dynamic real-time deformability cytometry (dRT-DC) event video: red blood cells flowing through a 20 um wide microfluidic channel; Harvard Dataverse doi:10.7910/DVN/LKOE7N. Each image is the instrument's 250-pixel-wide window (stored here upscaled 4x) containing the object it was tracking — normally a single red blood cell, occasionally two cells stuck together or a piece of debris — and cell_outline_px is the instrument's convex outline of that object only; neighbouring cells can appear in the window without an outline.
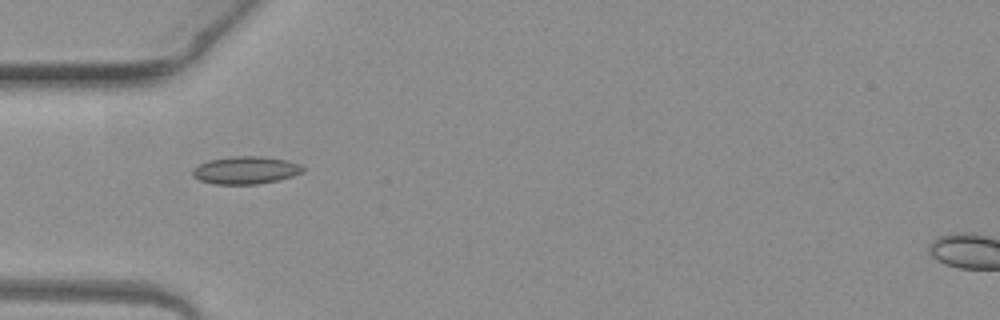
{"species": "common noctule bat (a hibernating species)", "species_latin": "Nyctalus noctula", "temperature_condition": "warm", "stored_images_in_passage": 1, "camera_frame_rate_fps": 3000, "um_per_image_px": 0.085, "animal": {"sex": "female", "body_mass_g": 19.3, "forearm_length_mm": 54.1}, "frame": {"image": 1, "passage_image": 1, "time_ms": 0.0, "image_size_px": [1000, 320], "cell_outline_px": [[304, 172], [292, 176], [276, 180], [256, 184], [212, 184], [200, 180], [192, 176], [192, 168], [208, 160], [232, 156], [264, 156], [288, 160], [300, 164], [304, 168]], "centroid_in_image_um": [20.87, 14.45], "position_along_channel_um": 64.1, "area_um2": 17.86}}